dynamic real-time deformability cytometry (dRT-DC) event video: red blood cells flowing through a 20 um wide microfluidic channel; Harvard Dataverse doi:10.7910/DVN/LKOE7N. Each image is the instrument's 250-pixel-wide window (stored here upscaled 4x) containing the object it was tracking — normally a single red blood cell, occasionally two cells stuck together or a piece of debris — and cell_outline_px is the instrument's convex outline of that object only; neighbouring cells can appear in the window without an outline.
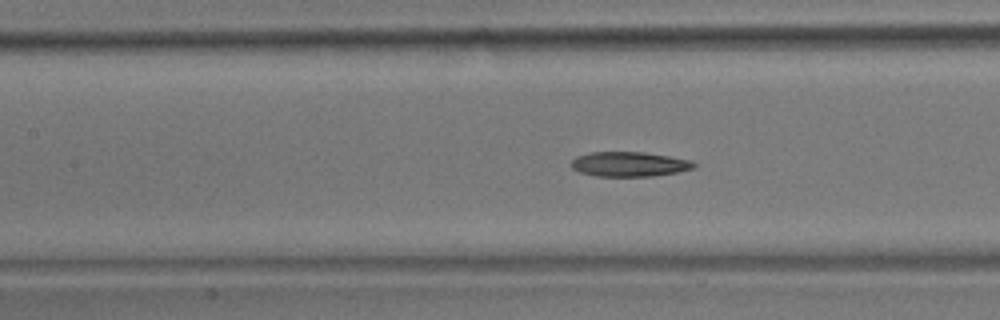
{"species": "common noctule bat (a hibernating species)", "species_latin": "Nyctalus noctula", "temperature_condition": "room temperature", "stored_images_in_passage": 55, "camera_frame_rate_fps": 3000, "um_per_image_px": 0.085, "animal": {"sex": "male", "body_mass_g": 17.9}, "frame": {"image": 1, "passage_image": 24, "time_ms": 7.667, "image_size_px": [1000, 320], "cell_outline_px": [[696, 168], [676, 172], [652, 176], [596, 176], [580, 172], [572, 168], [572, 160], [576, 156], [592, 152], [644, 152], [692, 160], [696, 164]], "centroid_in_image_um": [53.51, 13.95], "position_along_channel_um": 153.9, "area_um2": 17.63}, "authors_computed_cell_mechanics": {"area_um2": 18.3804, "velocity_mm_per_s": 3.6468, "shape_relaxation_time_tau1_ms": 10.8999, "shape_relaxation_time_tau2_ms": 7.54, "deformation_change_tau1": 0.21, "deformation_change_tau2": 0.1638}}